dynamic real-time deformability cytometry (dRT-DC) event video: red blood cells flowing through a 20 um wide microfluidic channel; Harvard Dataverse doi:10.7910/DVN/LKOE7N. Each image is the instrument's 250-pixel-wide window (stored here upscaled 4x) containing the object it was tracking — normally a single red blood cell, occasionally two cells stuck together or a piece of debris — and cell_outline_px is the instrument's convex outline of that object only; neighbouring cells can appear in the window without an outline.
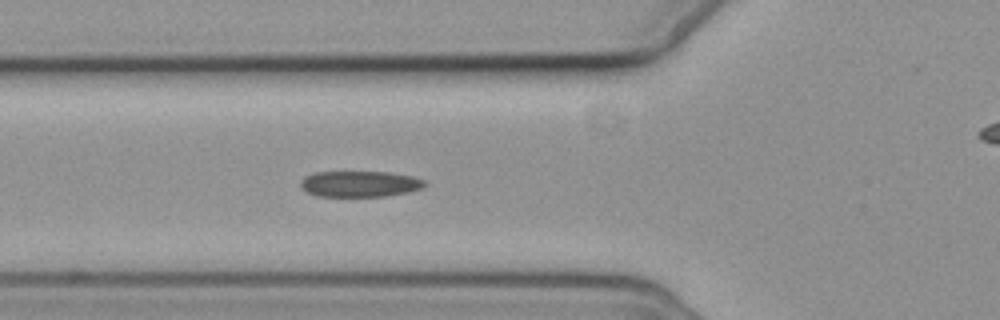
{"species": "common noctule bat (a hibernating species)", "species_latin": "Nyctalus noctula", "temperature_condition": "cold", "stored_images_in_passage": 6, "segment_of_instrument_passage": [1, 2], "camera_frame_rate_fps": 3000, "um_per_image_px": 0.085, "animal": {"sex": "female", "body_mass_g": 19.3, "forearm_length_mm": 54.1}, "frame": {"image": 1, "passage_image": 5, "time_ms": 4.667, "image_size_px": [1000, 320], "cell_outline_px": [[428, 184], [424, 188], [408, 192], [384, 196], [316, 196], [300, 188], [300, 180], [304, 176], [316, 172], [388, 172], [412, 176], [424, 180]], "centroid_in_image_um": [30.58, 15.63], "position_along_channel_um": 95.2, "area_um2": 18.9}}